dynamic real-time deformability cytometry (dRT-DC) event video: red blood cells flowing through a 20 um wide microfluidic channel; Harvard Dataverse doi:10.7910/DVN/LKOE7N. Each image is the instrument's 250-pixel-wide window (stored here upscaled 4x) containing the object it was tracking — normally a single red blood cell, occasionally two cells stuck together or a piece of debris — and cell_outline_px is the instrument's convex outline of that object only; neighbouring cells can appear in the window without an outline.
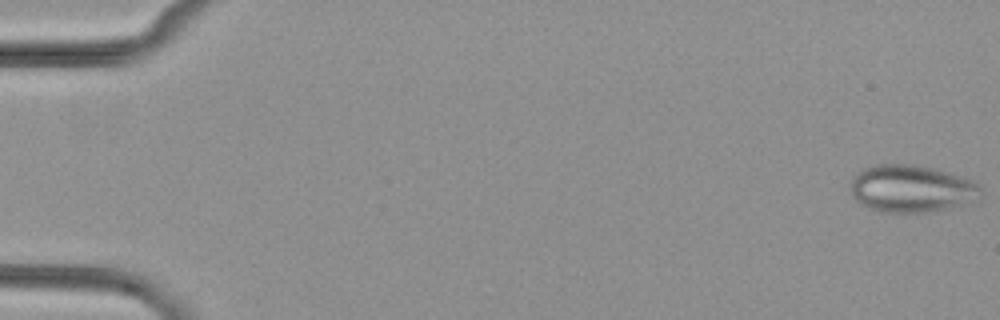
{"species": "common noctule bat (a hibernating species)", "species_latin": "Nyctalus noctula", "temperature_condition": "cold", "stored_images_in_passage": 53, "camera_frame_rate_fps": 3000, "um_per_image_px": 0.085, "animal": {"sex": "female", "body_mass_g": 29.2, "forearm_length_mm": 56.3}, "frame": {"image": 1, "passage_image": 1, "time_ms": 0.0, "image_size_px": [1000, 320], "cell_outline_px": [[984, 192], [980, 200], [944, 208], [924, 212], [880, 212], [860, 204], [852, 196], [852, 176], [856, 172], [864, 168], [876, 164], [912, 164], [936, 168], [980, 184]], "centroid_in_image_um": [77.48, 16.02], "position_along_channel_um": 7.5, "area_um2": 36.01}}
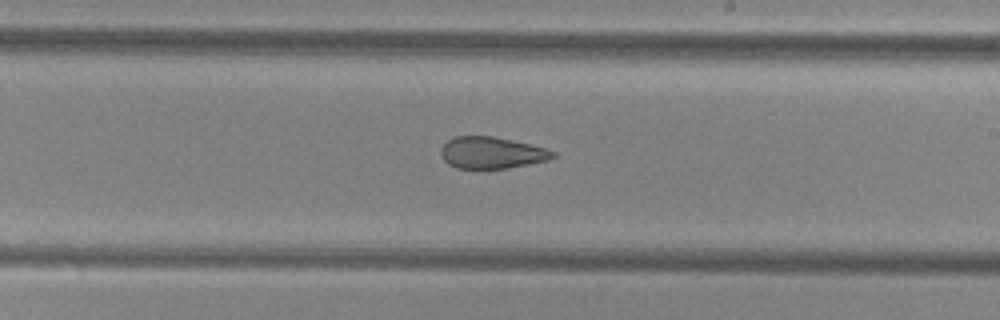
{"frame": {"image": 2, "passage_image": 32, "time_ms": 10.333, "image_size_px": [1000, 320], "cell_outline_px": [[556, 156], [548, 160], [508, 168], [456, 168], [448, 164], [440, 156], [440, 148], [452, 136], [492, 136], [528, 144], [544, 148], [556, 152]], "centroid_in_image_um": [41.74, 12.98], "position_along_channel_um": 247.3, "area_um2": 20.58}}
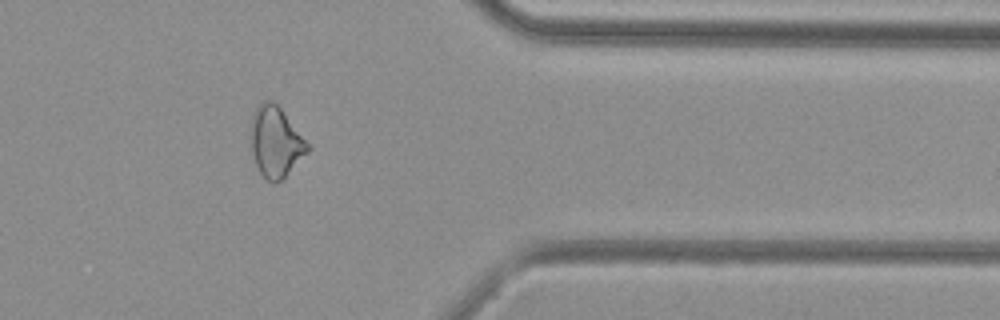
{"frame": {"image": 3, "passage_image": 44, "time_ms": 14.333, "image_size_px": [1000, 320], "cell_outline_px": [[312, 148], [284, 180], [272, 184], [260, 172], [256, 164], [252, 152], [248, 136], [252, 112], [264, 100], [272, 100], [280, 108]], "centroid_in_image_um": [23.41, 12.09], "position_along_channel_um": 388.0, "area_um2": 23.81}}